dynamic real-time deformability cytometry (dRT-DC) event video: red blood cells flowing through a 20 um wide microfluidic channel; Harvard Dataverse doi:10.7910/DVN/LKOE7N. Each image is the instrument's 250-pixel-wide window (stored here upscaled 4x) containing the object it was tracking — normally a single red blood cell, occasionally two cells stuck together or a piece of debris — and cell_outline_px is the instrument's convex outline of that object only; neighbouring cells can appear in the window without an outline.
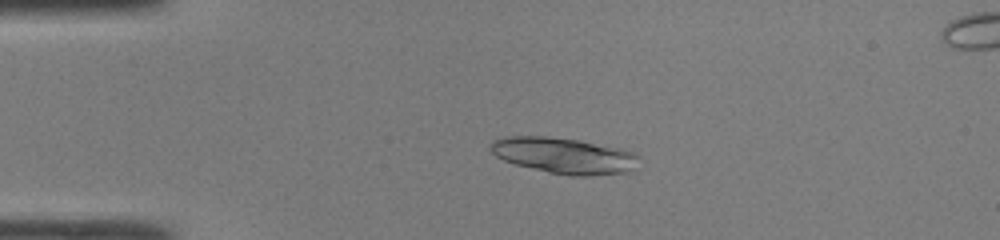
{"species": "common noctule bat (a hibernating species)", "species_latin": "Nyctalus noctula", "temperature_condition": "room temperature", "stored_images_in_passage": 46, "camera_frame_rate_fps": 3000, "um_per_image_px": 0.085, "animal": {"sex": "male", "body_mass_g": 19.0, "forearm_length_mm": 50.8}, "frame": {"image": 1, "passage_image": 10, "time_ms": 3.0, "image_size_px": [1000, 240], "cell_outline_px": [[640, 156], [636, 172], [588, 176], [568, 176], [548, 172], [516, 164], [504, 160], [496, 156], [492, 152], [492, 140], [504, 136], [548, 136], [580, 140], [620, 148], [632, 152]], "centroid_in_image_um": [48.03, 13.23], "position_along_channel_um": 37.0, "area_um2": 31.5}}